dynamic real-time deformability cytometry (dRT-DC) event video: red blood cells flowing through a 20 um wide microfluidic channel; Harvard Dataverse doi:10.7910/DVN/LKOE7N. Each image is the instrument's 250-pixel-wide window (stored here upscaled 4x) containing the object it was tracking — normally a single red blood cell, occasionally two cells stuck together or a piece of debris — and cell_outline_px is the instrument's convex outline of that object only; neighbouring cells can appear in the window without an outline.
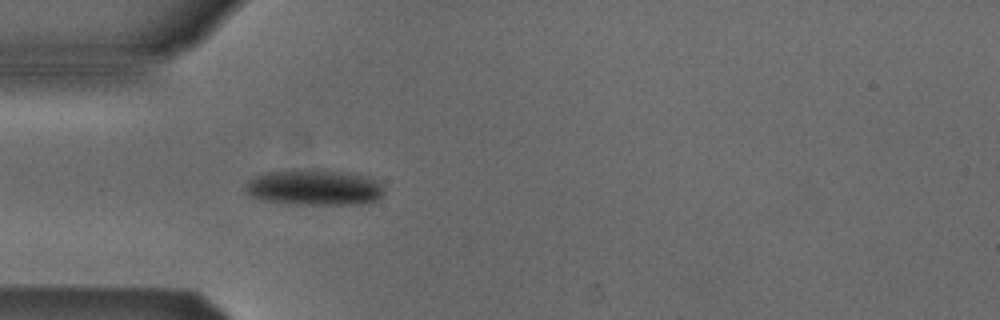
{"species": "Egyptian fruit bat (a non-hibernating species)", "species_latin": "Rousettus aegyptiacus", "temperature_condition": "cold", "stored_images_in_passage": 5, "camera_frame_rate_fps": 3000, "um_per_image_px": 0.085, "animal": {"sex": "male"}, "frame": {"image": 1, "passage_image": 5, "time_ms": 1.333, "image_size_px": [1000, 320], "cell_outline_px": [[384, 192], [376, 200], [368, 204], [288, 204], [264, 200], [248, 196], [244, 192], [244, 184], [248, 180], [264, 172], [316, 168], [364, 176], [380, 184], [384, 188]], "centroid_in_image_um": [26.63, 15.94], "position_along_channel_um": 58.4, "area_um2": 29.13}}